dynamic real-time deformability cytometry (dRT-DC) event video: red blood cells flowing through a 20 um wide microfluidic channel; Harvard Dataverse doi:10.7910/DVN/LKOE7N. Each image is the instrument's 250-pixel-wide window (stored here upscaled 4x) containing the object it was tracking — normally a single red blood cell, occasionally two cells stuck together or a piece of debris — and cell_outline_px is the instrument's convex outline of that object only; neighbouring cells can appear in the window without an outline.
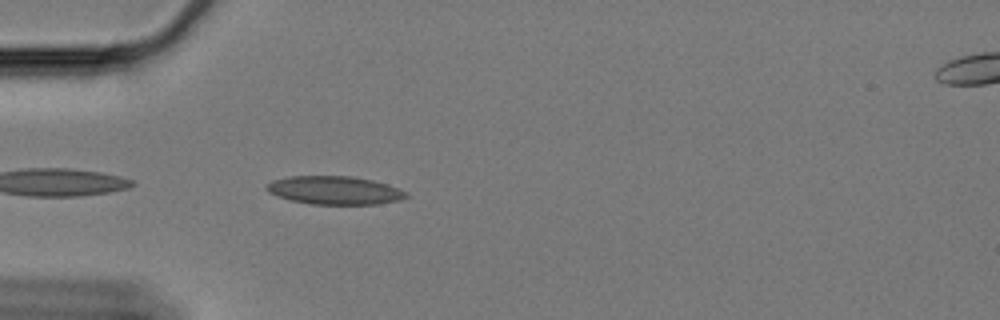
{"species": "Egyptian fruit bat (a non-hibernating species)", "species_latin": "Rousettus aegyptiacus", "temperature_condition": "cold", "stored_images_in_passage": 7, "camera_frame_rate_fps": 3000, "um_per_image_px": 0.085, "animal": {"sex": "female"}, "frame": {"image": 1, "passage_image": 2, "time_ms": 0.333, "image_size_px": [1000, 320], "cell_outline_px": [[408, 196], [400, 200], [376, 204], [312, 204], [292, 200], [276, 196], [268, 192], [264, 188], [264, 184], [272, 180], [288, 176], [352, 176], [372, 180], [388, 184], [400, 188], [408, 192]], "centroid_in_image_um": [28.42, 16.16], "position_along_channel_um": 56.6, "area_um2": 23.24}}
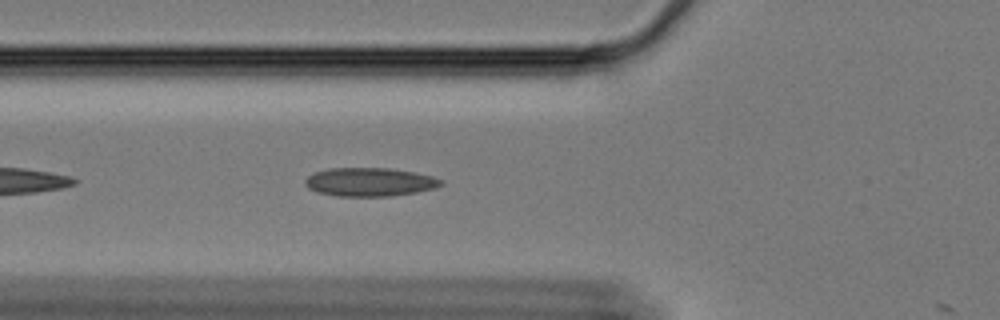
{"frame": {"image": 2, "passage_image": 6, "time_ms": 1.667, "image_size_px": [1000, 320], "cell_outline_px": [[444, 184], [436, 188], [416, 192], [388, 196], [336, 196], [316, 192], [308, 188], [304, 184], [304, 180], [308, 176], [316, 172], [328, 168], [388, 168], [416, 172], [432, 176], [444, 180]], "centroid_in_image_um": [31.44, 15.47], "position_along_channel_um": 94.4, "area_um2": 22.77}}